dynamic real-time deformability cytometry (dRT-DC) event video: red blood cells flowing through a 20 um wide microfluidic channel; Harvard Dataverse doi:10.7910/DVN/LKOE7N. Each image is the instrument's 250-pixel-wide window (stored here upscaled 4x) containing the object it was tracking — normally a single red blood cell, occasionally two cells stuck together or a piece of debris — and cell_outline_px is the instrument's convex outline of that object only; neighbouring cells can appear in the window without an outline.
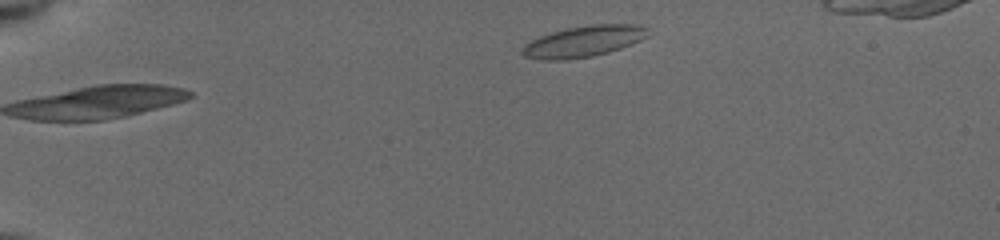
{"species": "common noctule bat (a hibernating species)", "species_latin": "Nyctalus noctula", "temperature_condition": "cold", "stored_images_in_passage": 12, "camera_frame_rate_fps": 3000, "um_per_image_px": 0.085, "animal": {"sex": "female", "body_mass_g": 19.5, "forearm_length_mm": 54.1}, "frame": {"image": 1, "passage_image": 1, "time_ms": 0.0, "image_size_px": [1000, 240], "cell_outline_px": [[648, 36], [632, 44], [608, 52], [592, 56], [564, 60], [544, 60], [524, 56], [520, 52], [524, 44], [540, 36], [552, 32], [568, 28], [592, 24], [636, 24], [648, 28]], "centroid_in_image_um": [49.6, 3.52], "position_along_channel_um": 35.4, "area_um2": 22.72}}